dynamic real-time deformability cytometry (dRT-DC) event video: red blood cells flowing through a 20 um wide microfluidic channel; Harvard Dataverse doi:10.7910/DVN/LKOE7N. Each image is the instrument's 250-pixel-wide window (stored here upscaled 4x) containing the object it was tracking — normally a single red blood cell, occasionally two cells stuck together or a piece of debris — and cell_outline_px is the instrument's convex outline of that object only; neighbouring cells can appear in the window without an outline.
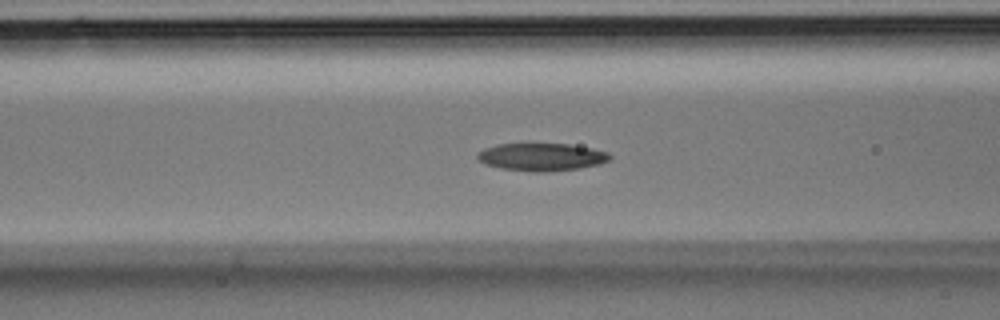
{"species": "Egyptian fruit bat (a non-hibernating species)", "species_latin": "Rousettus aegyptiacus", "temperature_condition": "room temperature", "stored_images_in_passage": 27, "camera_frame_rate_fps": 3000, "um_per_image_px": 0.085, "animal": {"sex": "male"}, "frame": {"image": 1, "passage_image": 4, "time_ms": 1.0, "image_size_px": [1000, 320], "cell_outline_px": [[612, 156], [608, 160], [600, 164], [580, 168], [544, 172], [536, 172], [500, 168], [484, 164], [476, 156], [476, 152], [484, 148], [496, 144], [568, 144], [592, 148], [608, 152]], "centroid_in_image_um": [46.01, 13.34], "position_along_channel_um": 120.6, "area_um2": 21.39}}
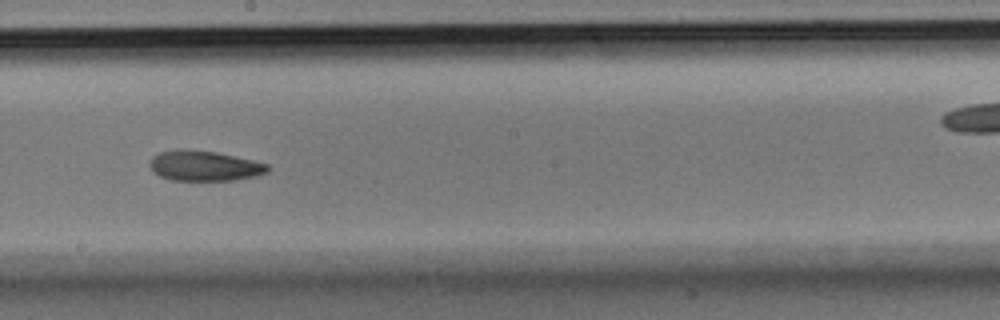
{"frame": {"image": 2, "passage_image": 10, "time_ms": 3.0, "image_size_px": [1000, 320], "cell_outline_px": [[268, 172], [256, 176], [232, 180], [172, 180], [160, 176], [148, 164], [152, 156], [160, 152], [176, 148], [188, 148], [216, 152], [252, 160], [268, 164]], "centroid_in_image_um": [17.34, 14.07], "position_along_channel_um": 230.9, "area_um2": 20.81}}
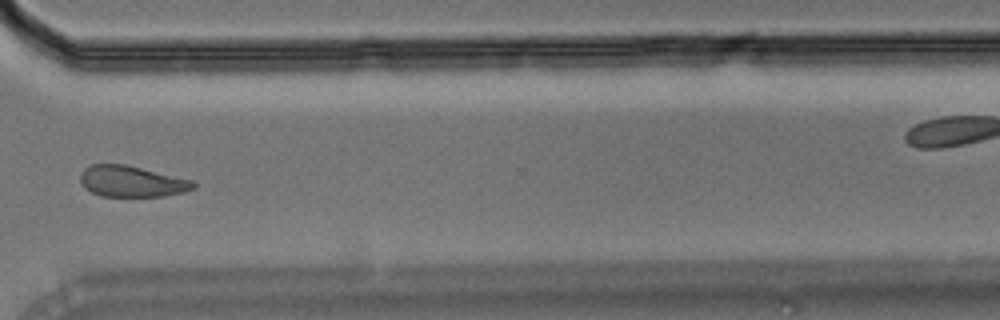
{"frame": {"image": 3, "passage_image": 17, "time_ms": 5.333, "image_size_px": [1000, 320], "cell_outline_px": [[196, 188], [184, 192], [164, 196], [100, 196], [84, 188], [80, 180], [80, 172], [88, 164], [124, 164], [192, 180], [196, 184]], "centroid_in_image_um": [11.17, 15.42], "position_along_channel_um": 359.4, "area_um2": 20.52}}